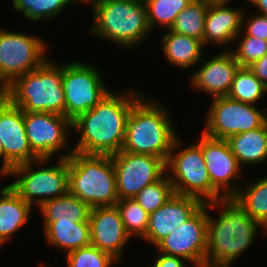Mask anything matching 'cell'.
Wrapping results in <instances>:
<instances>
[{"label": "cell", "mask_w": 267, "mask_h": 267, "mask_svg": "<svg viewBox=\"0 0 267 267\" xmlns=\"http://www.w3.org/2000/svg\"><path fill=\"white\" fill-rule=\"evenodd\" d=\"M67 267H111L119 263L110 254L89 245L66 254Z\"/></svg>", "instance_id": "cell-33"}, {"label": "cell", "mask_w": 267, "mask_h": 267, "mask_svg": "<svg viewBox=\"0 0 267 267\" xmlns=\"http://www.w3.org/2000/svg\"><path fill=\"white\" fill-rule=\"evenodd\" d=\"M38 208L43 222H89L91 210L87 203L70 192L45 201Z\"/></svg>", "instance_id": "cell-25"}, {"label": "cell", "mask_w": 267, "mask_h": 267, "mask_svg": "<svg viewBox=\"0 0 267 267\" xmlns=\"http://www.w3.org/2000/svg\"><path fill=\"white\" fill-rule=\"evenodd\" d=\"M250 3L258 9L257 13L267 15V0H249Z\"/></svg>", "instance_id": "cell-38"}, {"label": "cell", "mask_w": 267, "mask_h": 267, "mask_svg": "<svg viewBox=\"0 0 267 267\" xmlns=\"http://www.w3.org/2000/svg\"><path fill=\"white\" fill-rule=\"evenodd\" d=\"M245 185L232 198L267 231V176Z\"/></svg>", "instance_id": "cell-26"}, {"label": "cell", "mask_w": 267, "mask_h": 267, "mask_svg": "<svg viewBox=\"0 0 267 267\" xmlns=\"http://www.w3.org/2000/svg\"><path fill=\"white\" fill-rule=\"evenodd\" d=\"M38 267H47V266L43 265V263H42Z\"/></svg>", "instance_id": "cell-44"}, {"label": "cell", "mask_w": 267, "mask_h": 267, "mask_svg": "<svg viewBox=\"0 0 267 267\" xmlns=\"http://www.w3.org/2000/svg\"><path fill=\"white\" fill-rule=\"evenodd\" d=\"M185 261V262H184ZM188 261L178 256H170L159 252L152 263V267H187Z\"/></svg>", "instance_id": "cell-36"}, {"label": "cell", "mask_w": 267, "mask_h": 267, "mask_svg": "<svg viewBox=\"0 0 267 267\" xmlns=\"http://www.w3.org/2000/svg\"><path fill=\"white\" fill-rule=\"evenodd\" d=\"M26 136L32 151L41 159H51L69 147L72 122L65 116L50 112H24ZM68 135V136H67Z\"/></svg>", "instance_id": "cell-15"}, {"label": "cell", "mask_w": 267, "mask_h": 267, "mask_svg": "<svg viewBox=\"0 0 267 267\" xmlns=\"http://www.w3.org/2000/svg\"><path fill=\"white\" fill-rule=\"evenodd\" d=\"M111 156L119 200L134 198L144 187L157 182L166 174V162L156 156L122 150Z\"/></svg>", "instance_id": "cell-12"}, {"label": "cell", "mask_w": 267, "mask_h": 267, "mask_svg": "<svg viewBox=\"0 0 267 267\" xmlns=\"http://www.w3.org/2000/svg\"><path fill=\"white\" fill-rule=\"evenodd\" d=\"M32 206L9 185L0 195V247L26 225Z\"/></svg>", "instance_id": "cell-21"}, {"label": "cell", "mask_w": 267, "mask_h": 267, "mask_svg": "<svg viewBox=\"0 0 267 267\" xmlns=\"http://www.w3.org/2000/svg\"><path fill=\"white\" fill-rule=\"evenodd\" d=\"M206 1H209V2H222V1H229V2H231L230 0H206Z\"/></svg>", "instance_id": "cell-42"}, {"label": "cell", "mask_w": 267, "mask_h": 267, "mask_svg": "<svg viewBox=\"0 0 267 267\" xmlns=\"http://www.w3.org/2000/svg\"><path fill=\"white\" fill-rule=\"evenodd\" d=\"M70 0H13L14 10L22 13L27 19L39 21L57 18L66 7L71 5Z\"/></svg>", "instance_id": "cell-30"}, {"label": "cell", "mask_w": 267, "mask_h": 267, "mask_svg": "<svg viewBox=\"0 0 267 267\" xmlns=\"http://www.w3.org/2000/svg\"><path fill=\"white\" fill-rule=\"evenodd\" d=\"M46 242L66 254L91 245L89 222H43Z\"/></svg>", "instance_id": "cell-24"}, {"label": "cell", "mask_w": 267, "mask_h": 267, "mask_svg": "<svg viewBox=\"0 0 267 267\" xmlns=\"http://www.w3.org/2000/svg\"><path fill=\"white\" fill-rule=\"evenodd\" d=\"M0 141L3 146L0 178L10 176V170L16 165L40 159L26 136L23 110L8 99L0 106Z\"/></svg>", "instance_id": "cell-14"}, {"label": "cell", "mask_w": 267, "mask_h": 267, "mask_svg": "<svg viewBox=\"0 0 267 267\" xmlns=\"http://www.w3.org/2000/svg\"><path fill=\"white\" fill-rule=\"evenodd\" d=\"M72 3L75 1H79V2H84V4L86 3H91V5L96 1V0H70Z\"/></svg>", "instance_id": "cell-40"}, {"label": "cell", "mask_w": 267, "mask_h": 267, "mask_svg": "<svg viewBox=\"0 0 267 267\" xmlns=\"http://www.w3.org/2000/svg\"><path fill=\"white\" fill-rule=\"evenodd\" d=\"M216 208L222 209L218 218L208 212L205 267H231L253 246L258 229L267 231L233 198L209 202V209Z\"/></svg>", "instance_id": "cell-2"}, {"label": "cell", "mask_w": 267, "mask_h": 267, "mask_svg": "<svg viewBox=\"0 0 267 267\" xmlns=\"http://www.w3.org/2000/svg\"><path fill=\"white\" fill-rule=\"evenodd\" d=\"M7 100V87L0 81V106Z\"/></svg>", "instance_id": "cell-39"}, {"label": "cell", "mask_w": 267, "mask_h": 267, "mask_svg": "<svg viewBox=\"0 0 267 267\" xmlns=\"http://www.w3.org/2000/svg\"><path fill=\"white\" fill-rule=\"evenodd\" d=\"M3 160V146H2V142L0 141V160Z\"/></svg>", "instance_id": "cell-41"}, {"label": "cell", "mask_w": 267, "mask_h": 267, "mask_svg": "<svg viewBox=\"0 0 267 267\" xmlns=\"http://www.w3.org/2000/svg\"><path fill=\"white\" fill-rule=\"evenodd\" d=\"M242 8L229 6V1L210 2L205 17L203 44L220 47L235 42L242 31ZM209 43V44H208Z\"/></svg>", "instance_id": "cell-20"}, {"label": "cell", "mask_w": 267, "mask_h": 267, "mask_svg": "<svg viewBox=\"0 0 267 267\" xmlns=\"http://www.w3.org/2000/svg\"><path fill=\"white\" fill-rule=\"evenodd\" d=\"M239 166L267 162V121L259 128L226 139Z\"/></svg>", "instance_id": "cell-22"}, {"label": "cell", "mask_w": 267, "mask_h": 267, "mask_svg": "<svg viewBox=\"0 0 267 267\" xmlns=\"http://www.w3.org/2000/svg\"><path fill=\"white\" fill-rule=\"evenodd\" d=\"M47 48L40 37L0 29V81L7 87L41 66L48 59Z\"/></svg>", "instance_id": "cell-11"}, {"label": "cell", "mask_w": 267, "mask_h": 267, "mask_svg": "<svg viewBox=\"0 0 267 267\" xmlns=\"http://www.w3.org/2000/svg\"><path fill=\"white\" fill-rule=\"evenodd\" d=\"M10 184L6 185L5 187L0 189V195L3 193V191L9 186Z\"/></svg>", "instance_id": "cell-43"}, {"label": "cell", "mask_w": 267, "mask_h": 267, "mask_svg": "<svg viewBox=\"0 0 267 267\" xmlns=\"http://www.w3.org/2000/svg\"><path fill=\"white\" fill-rule=\"evenodd\" d=\"M203 204L198 198L173 194L160 208L149 214L147 231L142 239L156 246Z\"/></svg>", "instance_id": "cell-18"}, {"label": "cell", "mask_w": 267, "mask_h": 267, "mask_svg": "<svg viewBox=\"0 0 267 267\" xmlns=\"http://www.w3.org/2000/svg\"><path fill=\"white\" fill-rule=\"evenodd\" d=\"M127 234L134 238L145 236L148 226L149 213H147L134 199H121L115 204Z\"/></svg>", "instance_id": "cell-31"}, {"label": "cell", "mask_w": 267, "mask_h": 267, "mask_svg": "<svg viewBox=\"0 0 267 267\" xmlns=\"http://www.w3.org/2000/svg\"><path fill=\"white\" fill-rule=\"evenodd\" d=\"M208 210L209 203H204L190 218L155 246L158 252L184 258L196 267H205Z\"/></svg>", "instance_id": "cell-13"}, {"label": "cell", "mask_w": 267, "mask_h": 267, "mask_svg": "<svg viewBox=\"0 0 267 267\" xmlns=\"http://www.w3.org/2000/svg\"><path fill=\"white\" fill-rule=\"evenodd\" d=\"M166 32L161 39V48L170 64L186 69L202 60L205 46L201 40L171 30Z\"/></svg>", "instance_id": "cell-23"}, {"label": "cell", "mask_w": 267, "mask_h": 267, "mask_svg": "<svg viewBox=\"0 0 267 267\" xmlns=\"http://www.w3.org/2000/svg\"><path fill=\"white\" fill-rule=\"evenodd\" d=\"M200 62L203 65L192 73L191 85L196 91L210 95L211 99L227 96L235 74L241 67L231 49L212 56L208 61L202 58Z\"/></svg>", "instance_id": "cell-19"}, {"label": "cell", "mask_w": 267, "mask_h": 267, "mask_svg": "<svg viewBox=\"0 0 267 267\" xmlns=\"http://www.w3.org/2000/svg\"><path fill=\"white\" fill-rule=\"evenodd\" d=\"M69 192L91 208L118 202L115 168L111 155L84 154L68 157Z\"/></svg>", "instance_id": "cell-5"}, {"label": "cell", "mask_w": 267, "mask_h": 267, "mask_svg": "<svg viewBox=\"0 0 267 267\" xmlns=\"http://www.w3.org/2000/svg\"><path fill=\"white\" fill-rule=\"evenodd\" d=\"M164 106L145 95L133 104L122 151L152 155L167 162L173 142L179 135Z\"/></svg>", "instance_id": "cell-3"}, {"label": "cell", "mask_w": 267, "mask_h": 267, "mask_svg": "<svg viewBox=\"0 0 267 267\" xmlns=\"http://www.w3.org/2000/svg\"><path fill=\"white\" fill-rule=\"evenodd\" d=\"M147 8L148 23L151 31L157 26L170 30L177 15L192 0H144Z\"/></svg>", "instance_id": "cell-29"}, {"label": "cell", "mask_w": 267, "mask_h": 267, "mask_svg": "<svg viewBox=\"0 0 267 267\" xmlns=\"http://www.w3.org/2000/svg\"><path fill=\"white\" fill-rule=\"evenodd\" d=\"M249 70L267 86V53L259 60L248 66Z\"/></svg>", "instance_id": "cell-37"}, {"label": "cell", "mask_w": 267, "mask_h": 267, "mask_svg": "<svg viewBox=\"0 0 267 267\" xmlns=\"http://www.w3.org/2000/svg\"><path fill=\"white\" fill-rule=\"evenodd\" d=\"M241 36V38H240ZM240 38L237 48L231 51L241 67H248L255 61L261 59L267 53V41L257 37L242 36L238 34L235 38Z\"/></svg>", "instance_id": "cell-34"}, {"label": "cell", "mask_w": 267, "mask_h": 267, "mask_svg": "<svg viewBox=\"0 0 267 267\" xmlns=\"http://www.w3.org/2000/svg\"><path fill=\"white\" fill-rule=\"evenodd\" d=\"M202 133L216 139H228L232 135L261 127L267 121V109L246 104L227 96L211 99Z\"/></svg>", "instance_id": "cell-10"}, {"label": "cell", "mask_w": 267, "mask_h": 267, "mask_svg": "<svg viewBox=\"0 0 267 267\" xmlns=\"http://www.w3.org/2000/svg\"><path fill=\"white\" fill-rule=\"evenodd\" d=\"M90 33L123 49H134L153 32L144 0H101L92 4Z\"/></svg>", "instance_id": "cell-4"}, {"label": "cell", "mask_w": 267, "mask_h": 267, "mask_svg": "<svg viewBox=\"0 0 267 267\" xmlns=\"http://www.w3.org/2000/svg\"><path fill=\"white\" fill-rule=\"evenodd\" d=\"M200 137L196 144L203 153L212 185L225 198H232L240 187L238 176H240L241 167L236 157L227 140L212 138L203 133Z\"/></svg>", "instance_id": "cell-16"}, {"label": "cell", "mask_w": 267, "mask_h": 267, "mask_svg": "<svg viewBox=\"0 0 267 267\" xmlns=\"http://www.w3.org/2000/svg\"><path fill=\"white\" fill-rule=\"evenodd\" d=\"M91 245L121 262L131 237L127 234L116 206L93 207L89 214Z\"/></svg>", "instance_id": "cell-17"}, {"label": "cell", "mask_w": 267, "mask_h": 267, "mask_svg": "<svg viewBox=\"0 0 267 267\" xmlns=\"http://www.w3.org/2000/svg\"><path fill=\"white\" fill-rule=\"evenodd\" d=\"M210 2L192 0L176 17L171 31L194 37L203 42L205 17Z\"/></svg>", "instance_id": "cell-27"}, {"label": "cell", "mask_w": 267, "mask_h": 267, "mask_svg": "<svg viewBox=\"0 0 267 267\" xmlns=\"http://www.w3.org/2000/svg\"><path fill=\"white\" fill-rule=\"evenodd\" d=\"M49 58L7 86V99L23 112H50L65 116L62 65ZM56 63V64H55Z\"/></svg>", "instance_id": "cell-6"}, {"label": "cell", "mask_w": 267, "mask_h": 267, "mask_svg": "<svg viewBox=\"0 0 267 267\" xmlns=\"http://www.w3.org/2000/svg\"><path fill=\"white\" fill-rule=\"evenodd\" d=\"M73 149L57 158V164L48 166L50 159L41 158L35 161L14 166L9 174L17 177L10 186L32 207H39L45 201L60 197L69 192L68 157ZM38 164L39 169L34 166Z\"/></svg>", "instance_id": "cell-7"}, {"label": "cell", "mask_w": 267, "mask_h": 267, "mask_svg": "<svg viewBox=\"0 0 267 267\" xmlns=\"http://www.w3.org/2000/svg\"><path fill=\"white\" fill-rule=\"evenodd\" d=\"M143 95L135 89L110 92L94 108L72 121V131L80 132L73 151L113 155L122 150L126 124L133 104Z\"/></svg>", "instance_id": "cell-1"}, {"label": "cell", "mask_w": 267, "mask_h": 267, "mask_svg": "<svg viewBox=\"0 0 267 267\" xmlns=\"http://www.w3.org/2000/svg\"><path fill=\"white\" fill-rule=\"evenodd\" d=\"M265 93H267V86L248 67H240L227 97L246 104L258 105Z\"/></svg>", "instance_id": "cell-28"}, {"label": "cell", "mask_w": 267, "mask_h": 267, "mask_svg": "<svg viewBox=\"0 0 267 267\" xmlns=\"http://www.w3.org/2000/svg\"><path fill=\"white\" fill-rule=\"evenodd\" d=\"M244 13L242 19V31L239 33L243 36L257 37L267 41V15L252 14L247 16Z\"/></svg>", "instance_id": "cell-35"}, {"label": "cell", "mask_w": 267, "mask_h": 267, "mask_svg": "<svg viewBox=\"0 0 267 267\" xmlns=\"http://www.w3.org/2000/svg\"><path fill=\"white\" fill-rule=\"evenodd\" d=\"M173 194L172 183L168 174H165L157 182L144 187L134 199L150 214L160 208Z\"/></svg>", "instance_id": "cell-32"}, {"label": "cell", "mask_w": 267, "mask_h": 267, "mask_svg": "<svg viewBox=\"0 0 267 267\" xmlns=\"http://www.w3.org/2000/svg\"><path fill=\"white\" fill-rule=\"evenodd\" d=\"M182 146L178 136L166 162V174L172 183L174 194L192 196L203 203L224 199L210 181L201 148L197 144L184 148Z\"/></svg>", "instance_id": "cell-8"}, {"label": "cell", "mask_w": 267, "mask_h": 267, "mask_svg": "<svg viewBox=\"0 0 267 267\" xmlns=\"http://www.w3.org/2000/svg\"><path fill=\"white\" fill-rule=\"evenodd\" d=\"M101 75L98 68L82 61H71L62 65L65 117L71 122L94 108L111 92Z\"/></svg>", "instance_id": "cell-9"}]
</instances>
